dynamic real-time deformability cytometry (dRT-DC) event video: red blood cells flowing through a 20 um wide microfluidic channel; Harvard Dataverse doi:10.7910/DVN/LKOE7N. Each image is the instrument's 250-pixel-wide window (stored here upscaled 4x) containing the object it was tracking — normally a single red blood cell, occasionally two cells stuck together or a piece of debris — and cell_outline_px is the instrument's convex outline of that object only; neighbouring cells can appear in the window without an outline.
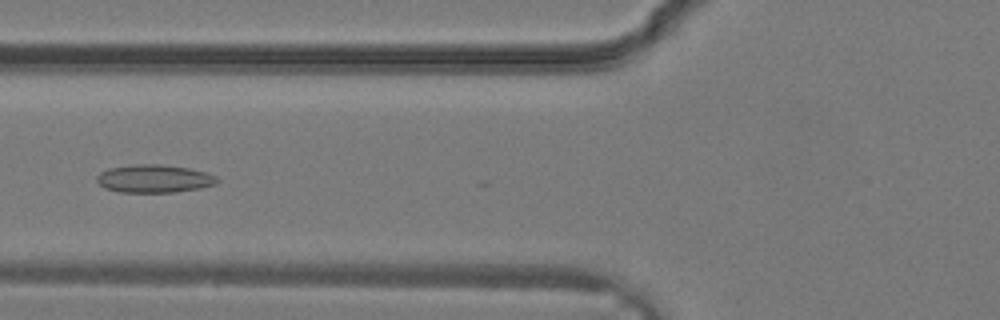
{"species": "common noctule bat (a hibernating species)", "species_latin": "Nyctalus noctula", "temperature_condition": "warm", "stored_images_in_passage": 12, "camera_frame_rate_fps": 3000, "um_per_image_px": 0.085, "animal": {"sex": "male", "body_mass_g": 19.2, "forearm_length_mm": 51.8}, "frame": {"image": 1, "passage_image": 7, "time_ms": 2.0, "image_size_px": [1000, 320], "cell_outline_px": [[220, 180], [216, 184], [200, 188], [176, 192], [120, 192], [104, 188], [96, 180], [96, 176], [100, 172], [108, 168], [136, 164], [160, 164], [188, 168], [204, 172], [216, 176]], "centroid_in_image_um": [13.09, 15.19], "position_along_channel_um": 112.7, "area_um2": 19.65}}
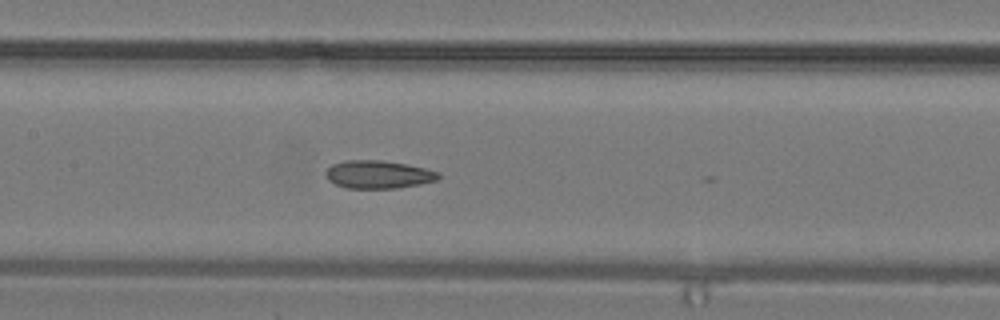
{"frame": {"image": 2, "passage_image": 10, "time_ms": 3.0, "image_size_px": [1000, 320], "cell_outline_px": [[440, 180], [420, 184], [396, 188], [348, 188], [336, 184], [328, 180], [324, 172], [332, 164], [344, 160], [380, 160], [408, 164], [440, 172]], "centroid_in_image_um": [32.17, 14.82], "position_along_channel_um": 175.2, "area_um2": 18.5}}